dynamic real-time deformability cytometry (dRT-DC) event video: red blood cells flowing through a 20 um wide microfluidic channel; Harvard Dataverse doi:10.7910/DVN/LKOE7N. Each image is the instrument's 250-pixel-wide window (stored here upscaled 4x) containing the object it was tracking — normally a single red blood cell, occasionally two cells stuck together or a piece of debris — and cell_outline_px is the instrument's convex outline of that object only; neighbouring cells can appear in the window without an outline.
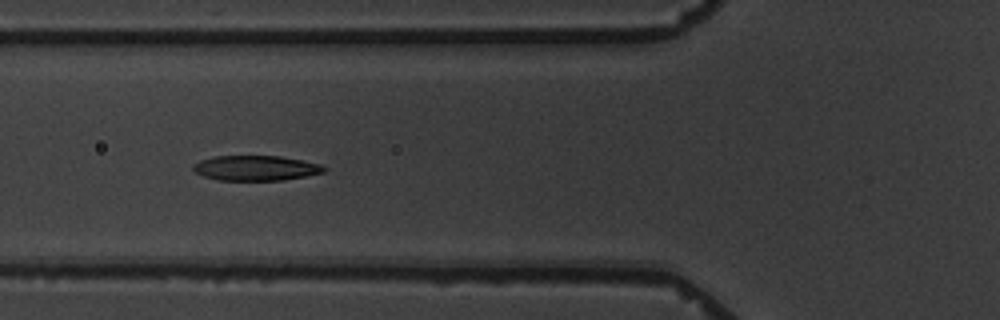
{"species": "common noctule bat (a hibernating species)", "species_latin": "Nyctalus noctula", "temperature_condition": "warm", "stored_images_in_passage": 9, "camera_frame_rate_fps": 3000, "um_per_image_px": 0.085, "animal": {"sex": "male", "body_mass_g": 19.5, "forearm_length_mm": 54.6}, "frame": {"image": 1, "passage_image": 4, "time_ms": 4.333, "image_size_px": [1000, 320], "cell_outline_px": [[328, 168], [324, 172], [284, 180], [216, 180], [204, 176], [196, 172], [192, 168], [192, 164], [200, 160], [212, 156], [280, 156], [320, 164]], "centroid_in_image_um": [21.71, 14.28], "position_along_channel_um": 104.1, "area_um2": 19.07}}
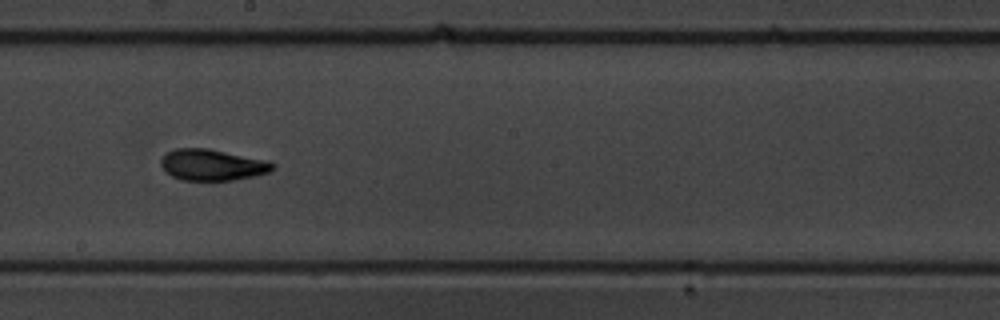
{"frame": {"image": 2, "passage_image": 7, "time_ms": 8.0, "image_size_px": [1000, 320], "cell_outline_px": [[276, 164], [268, 172], [256, 176], [232, 180], [180, 180], [164, 172], [160, 164], [160, 160], [168, 152], [176, 148], [208, 148], [268, 160]], "centroid_in_image_um": [18.03, 14.01], "position_along_channel_um": 230.2, "area_um2": 20.46}}
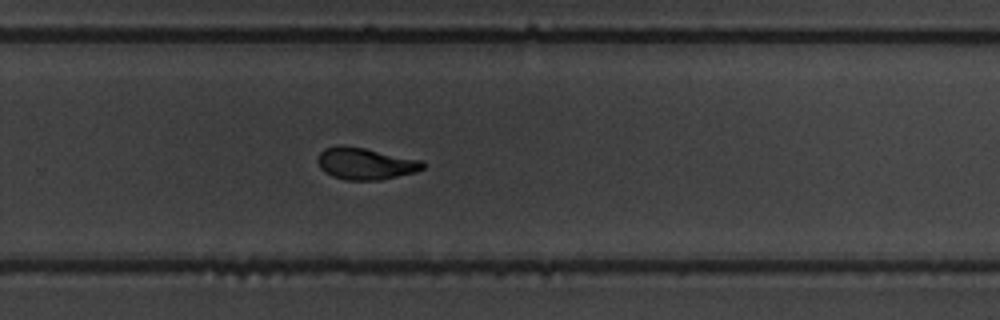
{"frame": {"image": 3, "passage_image": 9, "time_ms": 10.0, "image_size_px": [1000, 320], "cell_outline_px": [[424, 168], [416, 172], [380, 180], [344, 180], [332, 176], [320, 168], [316, 160], [320, 152], [324, 148], [340, 144], [364, 148], [424, 160]], "centroid_in_image_um": [31.05, 13.9], "position_along_channel_um": 298.7, "area_um2": 19.71}}